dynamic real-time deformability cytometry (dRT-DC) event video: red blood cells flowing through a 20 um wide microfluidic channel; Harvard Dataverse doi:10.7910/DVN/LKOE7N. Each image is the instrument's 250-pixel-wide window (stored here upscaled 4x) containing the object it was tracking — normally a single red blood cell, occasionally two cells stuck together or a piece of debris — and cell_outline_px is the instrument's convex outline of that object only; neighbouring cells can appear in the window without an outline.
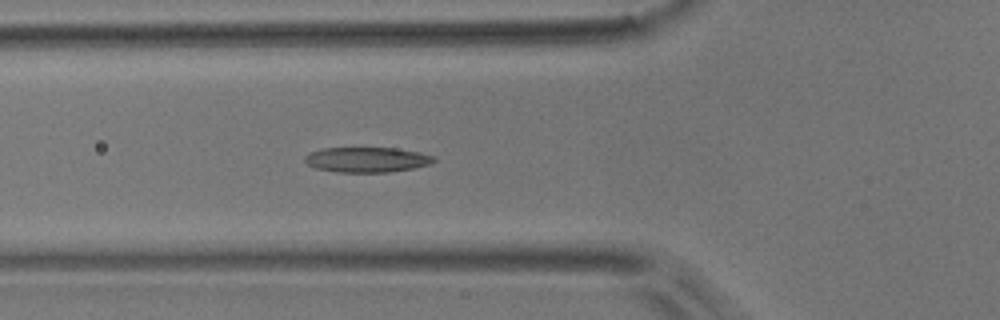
{"species": "common noctule bat (a hibernating species)", "species_latin": "Nyctalus noctula", "temperature_condition": "room temperature", "stored_images_in_passage": 5, "camera_frame_rate_fps": 3000, "um_per_image_px": 0.085, "animal": {"sex": "male", "body_mass_g": 17.9}, "frame": {"image": 1, "passage_image": 5, "time_ms": 1.333, "image_size_px": [1000, 320], "cell_outline_px": [[436, 160], [432, 164], [392, 172], [336, 172], [316, 168], [308, 164], [304, 160], [304, 156], [308, 152], [324, 148], [396, 148], [420, 152], [436, 156]], "centroid_in_image_um": [31.21, 13.57], "position_along_channel_um": 94.6, "area_um2": 19.07}}